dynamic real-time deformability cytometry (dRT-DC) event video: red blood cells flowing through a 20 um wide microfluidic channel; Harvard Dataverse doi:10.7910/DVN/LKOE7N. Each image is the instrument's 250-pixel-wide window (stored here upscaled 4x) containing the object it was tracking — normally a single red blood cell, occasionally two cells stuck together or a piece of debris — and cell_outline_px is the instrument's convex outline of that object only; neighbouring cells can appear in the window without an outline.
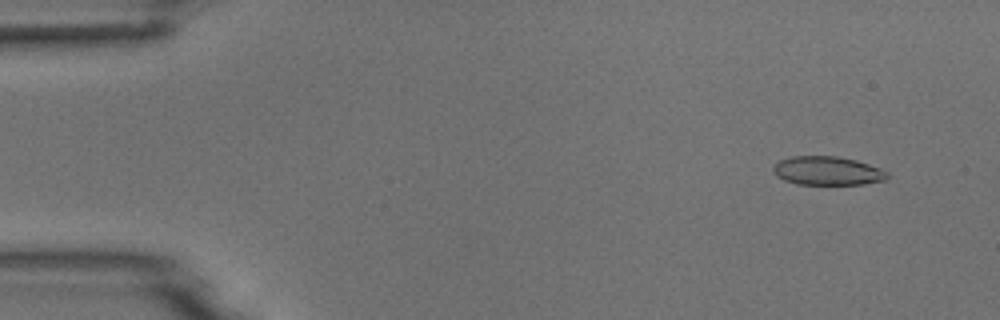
{"species": "common noctule bat (a hibernating species)", "species_latin": "Nyctalus noctula", "temperature_condition": "room temperature", "stored_images_in_passage": 5, "camera_frame_rate_fps": 3000, "um_per_image_px": 0.085, "animal": {"sex": "male", "body_mass_g": 18.8}, "frame": {"image": 1, "passage_image": 2, "time_ms": 1.0, "image_size_px": [1000, 320], "cell_outline_px": [[888, 180], [864, 184], [796, 184], [784, 180], [776, 176], [772, 172], [772, 164], [780, 160], [792, 156], [836, 156], [856, 160], [880, 168], [888, 172]], "centroid_in_image_um": [70.31, 14.52], "position_along_channel_um": 14.7, "area_um2": 19.31}}
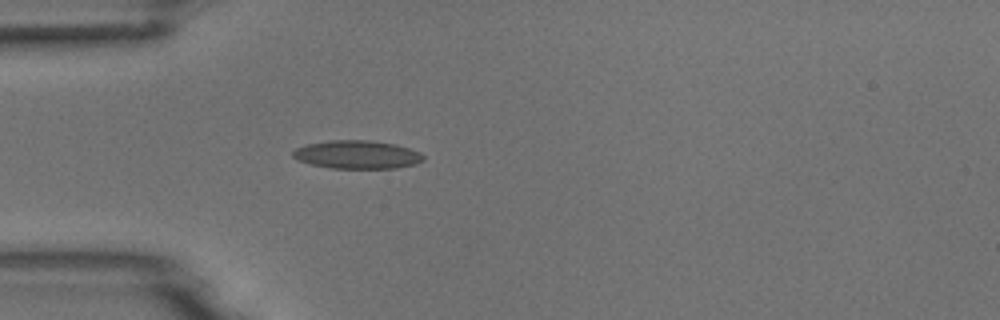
{"frame": {"image": 2, "passage_image": 5, "time_ms": 4.667, "image_size_px": [1000, 320], "cell_outline_px": [[424, 160], [416, 164], [396, 168], [332, 168], [312, 164], [296, 160], [292, 156], [292, 152], [296, 148], [308, 144], [328, 140], [368, 140], [396, 144], [420, 152], [424, 156]], "centroid_in_image_um": [30.36, 13.14], "position_along_channel_um": 54.6, "area_um2": 21.5}}